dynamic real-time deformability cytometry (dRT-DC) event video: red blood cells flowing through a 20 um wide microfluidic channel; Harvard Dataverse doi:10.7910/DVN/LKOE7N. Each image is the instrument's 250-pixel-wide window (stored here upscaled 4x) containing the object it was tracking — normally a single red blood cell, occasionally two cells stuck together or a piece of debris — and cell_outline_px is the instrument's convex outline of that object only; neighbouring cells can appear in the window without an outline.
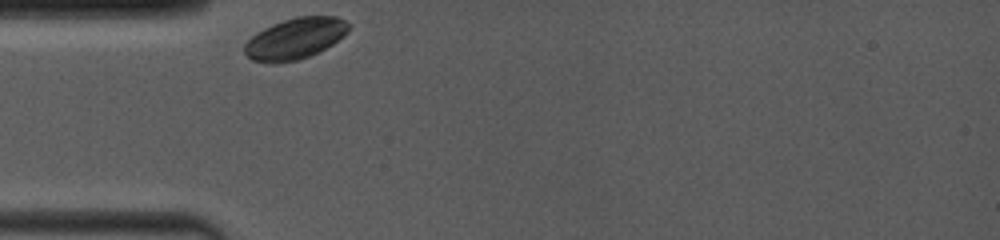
{"species": "common noctule bat (a hibernating species)", "species_latin": "Nyctalus noctula", "temperature_condition": "room temperature", "stored_images_in_passage": 11, "camera_frame_rate_fps": 4000, "um_per_image_px": 0.085, "animal": {"sex": "female", "body_mass_g": 19.0, "forearm_length_mm": 53.3}, "frame": {"image": 1, "passage_image": 1, "time_ms": 0.0, "image_size_px": [1000, 240], "cell_outline_px": [[352, 24], [348, 32], [344, 36], [332, 44], [308, 56], [296, 60], [276, 64], [272, 64], [252, 60], [244, 52], [244, 44], [256, 32], [272, 24], [296, 16], [336, 16]], "centroid_in_image_um": [25.09, 3.27], "position_along_channel_um": 59.9, "area_um2": 25.03}}
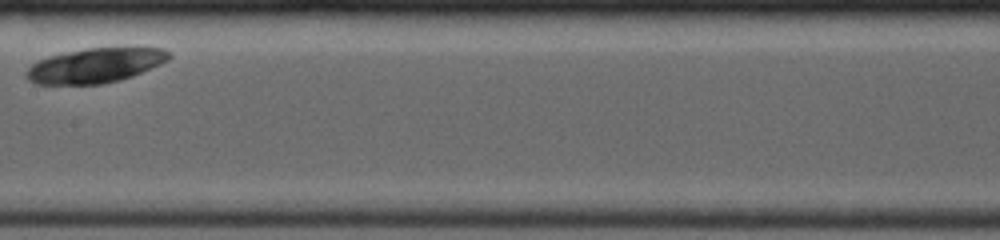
{"frame": {"image": 2, "passage_image": 7, "time_ms": 4.0, "image_size_px": [1000, 240], "cell_outline_px": [[172, 56], [168, 60], [160, 64], [132, 76], [120, 80], [100, 84], [36, 84], [28, 80], [24, 76], [24, 72], [32, 64], [48, 56], [64, 52], [88, 48], [164, 48], [172, 52]], "centroid_in_image_um": [8.08, 5.56], "position_along_channel_um": 199.3, "area_um2": 28.84}}
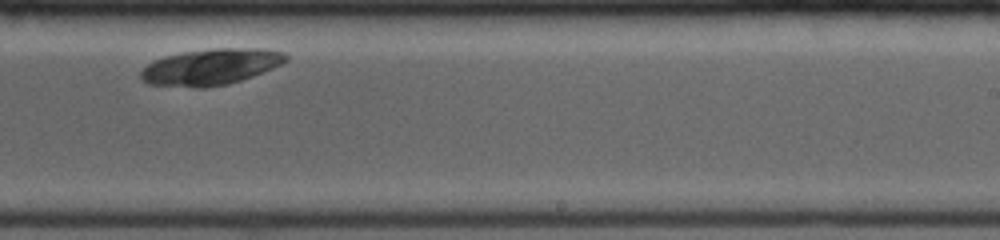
{"frame": {"image": 3, "passage_image": 10, "time_ms": 6.0, "image_size_px": [1000, 240], "cell_outline_px": [[288, 60], [272, 68], [252, 76], [228, 84], [204, 88], [196, 88], [148, 84], [140, 80], [140, 72], [148, 64], [164, 56], [184, 52], [216, 48], [268, 48], [284, 52], [288, 56]], "centroid_in_image_um": [17.92, 5.68], "position_along_channel_um": 271.1, "area_um2": 30.63}}